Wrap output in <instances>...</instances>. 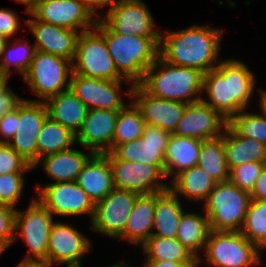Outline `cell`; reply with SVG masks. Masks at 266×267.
Returning a JSON list of instances; mask_svg holds the SVG:
<instances>
[{"label": "cell", "instance_id": "1", "mask_svg": "<svg viewBox=\"0 0 266 267\" xmlns=\"http://www.w3.org/2000/svg\"><path fill=\"white\" fill-rule=\"evenodd\" d=\"M254 73L242 61L234 58L222 60L215 69L204 73L203 90L208 98H201L225 120L247 110L254 94Z\"/></svg>", "mask_w": 266, "mask_h": 267}, {"label": "cell", "instance_id": "2", "mask_svg": "<svg viewBox=\"0 0 266 267\" xmlns=\"http://www.w3.org/2000/svg\"><path fill=\"white\" fill-rule=\"evenodd\" d=\"M222 32L209 25L197 24L173 32L165 31L160 35L159 55L173 65L196 68L207 73L221 61Z\"/></svg>", "mask_w": 266, "mask_h": 267}, {"label": "cell", "instance_id": "3", "mask_svg": "<svg viewBox=\"0 0 266 267\" xmlns=\"http://www.w3.org/2000/svg\"><path fill=\"white\" fill-rule=\"evenodd\" d=\"M95 28L105 37L117 71L133 84H139L159 57L160 37L122 35L107 27L100 19Z\"/></svg>", "mask_w": 266, "mask_h": 267}, {"label": "cell", "instance_id": "4", "mask_svg": "<svg viewBox=\"0 0 266 267\" xmlns=\"http://www.w3.org/2000/svg\"><path fill=\"white\" fill-rule=\"evenodd\" d=\"M203 79L201 70L173 65L159 55L139 84L155 97L189 104L203 97Z\"/></svg>", "mask_w": 266, "mask_h": 267}, {"label": "cell", "instance_id": "5", "mask_svg": "<svg viewBox=\"0 0 266 267\" xmlns=\"http://www.w3.org/2000/svg\"><path fill=\"white\" fill-rule=\"evenodd\" d=\"M251 197L229 180L217 183L204 201L210 230L241 231Z\"/></svg>", "mask_w": 266, "mask_h": 267}, {"label": "cell", "instance_id": "6", "mask_svg": "<svg viewBox=\"0 0 266 267\" xmlns=\"http://www.w3.org/2000/svg\"><path fill=\"white\" fill-rule=\"evenodd\" d=\"M260 251L240 231L210 230L204 257L213 267H249L260 264Z\"/></svg>", "mask_w": 266, "mask_h": 267}, {"label": "cell", "instance_id": "7", "mask_svg": "<svg viewBox=\"0 0 266 267\" xmlns=\"http://www.w3.org/2000/svg\"><path fill=\"white\" fill-rule=\"evenodd\" d=\"M72 72L70 60L36 50L23 80L30 91L40 99L39 101L45 102L70 88Z\"/></svg>", "mask_w": 266, "mask_h": 267}, {"label": "cell", "instance_id": "8", "mask_svg": "<svg viewBox=\"0 0 266 267\" xmlns=\"http://www.w3.org/2000/svg\"><path fill=\"white\" fill-rule=\"evenodd\" d=\"M72 71L77 75L97 79L127 80L117 71L105 37L96 28L80 33Z\"/></svg>", "mask_w": 266, "mask_h": 267}, {"label": "cell", "instance_id": "9", "mask_svg": "<svg viewBox=\"0 0 266 267\" xmlns=\"http://www.w3.org/2000/svg\"><path fill=\"white\" fill-rule=\"evenodd\" d=\"M53 214L37 199L33 198L25 210L16 208L14 240L22 237L28 246L25 259H47L49 236L54 223Z\"/></svg>", "mask_w": 266, "mask_h": 267}, {"label": "cell", "instance_id": "10", "mask_svg": "<svg viewBox=\"0 0 266 267\" xmlns=\"http://www.w3.org/2000/svg\"><path fill=\"white\" fill-rule=\"evenodd\" d=\"M99 18L107 27L122 35L160 37L147 4L142 0H113Z\"/></svg>", "mask_w": 266, "mask_h": 267}, {"label": "cell", "instance_id": "11", "mask_svg": "<svg viewBox=\"0 0 266 267\" xmlns=\"http://www.w3.org/2000/svg\"><path fill=\"white\" fill-rule=\"evenodd\" d=\"M36 198L53 214L58 216L88 215L92 221L95 203L75 182H50L38 185Z\"/></svg>", "mask_w": 266, "mask_h": 267}, {"label": "cell", "instance_id": "12", "mask_svg": "<svg viewBox=\"0 0 266 267\" xmlns=\"http://www.w3.org/2000/svg\"><path fill=\"white\" fill-rule=\"evenodd\" d=\"M140 194L114 188L95 204L91 229L101 235L118 239L124 232L127 220Z\"/></svg>", "mask_w": 266, "mask_h": 267}, {"label": "cell", "instance_id": "13", "mask_svg": "<svg viewBox=\"0 0 266 267\" xmlns=\"http://www.w3.org/2000/svg\"><path fill=\"white\" fill-rule=\"evenodd\" d=\"M48 116L44 101L23 98L18 103L17 131L8 143L26 162H37V136Z\"/></svg>", "mask_w": 266, "mask_h": 267}, {"label": "cell", "instance_id": "14", "mask_svg": "<svg viewBox=\"0 0 266 267\" xmlns=\"http://www.w3.org/2000/svg\"><path fill=\"white\" fill-rule=\"evenodd\" d=\"M105 154L109 157L115 188L140 195L169 189V185L162 182L165 175L156 166L120 160L111 152Z\"/></svg>", "mask_w": 266, "mask_h": 267}, {"label": "cell", "instance_id": "15", "mask_svg": "<svg viewBox=\"0 0 266 267\" xmlns=\"http://www.w3.org/2000/svg\"><path fill=\"white\" fill-rule=\"evenodd\" d=\"M122 82L130 84L131 87L134 86L129 80L97 79L72 72L69 89L88 109L121 111L127 105L122 100Z\"/></svg>", "mask_w": 266, "mask_h": 267}, {"label": "cell", "instance_id": "16", "mask_svg": "<svg viewBox=\"0 0 266 267\" xmlns=\"http://www.w3.org/2000/svg\"><path fill=\"white\" fill-rule=\"evenodd\" d=\"M171 133L145 124L142 137L117 145L111 153L120 160L156 166L165 175L167 143Z\"/></svg>", "mask_w": 266, "mask_h": 267}, {"label": "cell", "instance_id": "17", "mask_svg": "<svg viewBox=\"0 0 266 267\" xmlns=\"http://www.w3.org/2000/svg\"><path fill=\"white\" fill-rule=\"evenodd\" d=\"M29 13L36 20L80 33L95 28L98 20L77 0H38Z\"/></svg>", "mask_w": 266, "mask_h": 267}, {"label": "cell", "instance_id": "18", "mask_svg": "<svg viewBox=\"0 0 266 267\" xmlns=\"http://www.w3.org/2000/svg\"><path fill=\"white\" fill-rule=\"evenodd\" d=\"M91 240L68 223L54 221L48 244L47 259L55 265L82 267V259L90 251Z\"/></svg>", "mask_w": 266, "mask_h": 267}, {"label": "cell", "instance_id": "19", "mask_svg": "<svg viewBox=\"0 0 266 267\" xmlns=\"http://www.w3.org/2000/svg\"><path fill=\"white\" fill-rule=\"evenodd\" d=\"M125 94L135 103L142 113L146 124L173 133L181 120L187 104L166 100L149 94L140 84L128 87Z\"/></svg>", "mask_w": 266, "mask_h": 267}, {"label": "cell", "instance_id": "20", "mask_svg": "<svg viewBox=\"0 0 266 267\" xmlns=\"http://www.w3.org/2000/svg\"><path fill=\"white\" fill-rule=\"evenodd\" d=\"M119 111L88 109L81 129L76 134V145L94 154L113 150V137Z\"/></svg>", "mask_w": 266, "mask_h": 267}, {"label": "cell", "instance_id": "21", "mask_svg": "<svg viewBox=\"0 0 266 267\" xmlns=\"http://www.w3.org/2000/svg\"><path fill=\"white\" fill-rule=\"evenodd\" d=\"M227 126L225 120L216 110L204 101L187 104L174 135L207 140L219 137Z\"/></svg>", "mask_w": 266, "mask_h": 267}, {"label": "cell", "instance_id": "22", "mask_svg": "<svg viewBox=\"0 0 266 267\" xmlns=\"http://www.w3.org/2000/svg\"><path fill=\"white\" fill-rule=\"evenodd\" d=\"M27 15L31 16V19L24 20V23L36 39L34 44L36 50L63 57L72 62L80 32L36 20L30 13Z\"/></svg>", "mask_w": 266, "mask_h": 267}, {"label": "cell", "instance_id": "23", "mask_svg": "<svg viewBox=\"0 0 266 267\" xmlns=\"http://www.w3.org/2000/svg\"><path fill=\"white\" fill-rule=\"evenodd\" d=\"M75 182L95 204L104 199L115 188L109 157L106 154H93Z\"/></svg>", "mask_w": 266, "mask_h": 267}, {"label": "cell", "instance_id": "24", "mask_svg": "<svg viewBox=\"0 0 266 267\" xmlns=\"http://www.w3.org/2000/svg\"><path fill=\"white\" fill-rule=\"evenodd\" d=\"M93 154L91 150L85 153L71 147L70 149L40 158L33 166V169L41 164L45 174L50 179H53L54 183L73 182Z\"/></svg>", "mask_w": 266, "mask_h": 267}, {"label": "cell", "instance_id": "25", "mask_svg": "<svg viewBox=\"0 0 266 267\" xmlns=\"http://www.w3.org/2000/svg\"><path fill=\"white\" fill-rule=\"evenodd\" d=\"M155 206L156 193L139 195L118 239L142 246L152 235Z\"/></svg>", "mask_w": 266, "mask_h": 267}, {"label": "cell", "instance_id": "26", "mask_svg": "<svg viewBox=\"0 0 266 267\" xmlns=\"http://www.w3.org/2000/svg\"><path fill=\"white\" fill-rule=\"evenodd\" d=\"M48 117L70 129L75 135L81 129L88 107L70 90L45 101Z\"/></svg>", "mask_w": 266, "mask_h": 267}, {"label": "cell", "instance_id": "27", "mask_svg": "<svg viewBox=\"0 0 266 267\" xmlns=\"http://www.w3.org/2000/svg\"><path fill=\"white\" fill-rule=\"evenodd\" d=\"M201 140L171 133L165 161V177L171 180L181 171L197 165L200 154Z\"/></svg>", "mask_w": 266, "mask_h": 267}, {"label": "cell", "instance_id": "28", "mask_svg": "<svg viewBox=\"0 0 266 267\" xmlns=\"http://www.w3.org/2000/svg\"><path fill=\"white\" fill-rule=\"evenodd\" d=\"M184 213L180 197L170 189L156 192V206L154 212L151 236L176 238L179 221Z\"/></svg>", "mask_w": 266, "mask_h": 267}, {"label": "cell", "instance_id": "29", "mask_svg": "<svg viewBox=\"0 0 266 267\" xmlns=\"http://www.w3.org/2000/svg\"><path fill=\"white\" fill-rule=\"evenodd\" d=\"M171 183V184H170ZM169 189L176 196H184L192 201L204 202L216 186L215 182L202 168L194 166L178 173L170 180Z\"/></svg>", "mask_w": 266, "mask_h": 267}, {"label": "cell", "instance_id": "30", "mask_svg": "<svg viewBox=\"0 0 266 267\" xmlns=\"http://www.w3.org/2000/svg\"><path fill=\"white\" fill-rule=\"evenodd\" d=\"M226 163L229 171L234 167L248 163H263L266 147L256 139L234 134L227 126L223 131Z\"/></svg>", "mask_w": 266, "mask_h": 267}, {"label": "cell", "instance_id": "31", "mask_svg": "<svg viewBox=\"0 0 266 267\" xmlns=\"http://www.w3.org/2000/svg\"><path fill=\"white\" fill-rule=\"evenodd\" d=\"M200 215L196 212H184L180 218L177 229L176 239L186 248L191 254L199 259V263L204 261L201 254L204 252L207 238L210 232L209 221L206 214L203 212Z\"/></svg>", "mask_w": 266, "mask_h": 267}, {"label": "cell", "instance_id": "32", "mask_svg": "<svg viewBox=\"0 0 266 267\" xmlns=\"http://www.w3.org/2000/svg\"><path fill=\"white\" fill-rule=\"evenodd\" d=\"M37 137V161L44 156L70 149L76 144V135L48 116Z\"/></svg>", "mask_w": 266, "mask_h": 267}, {"label": "cell", "instance_id": "33", "mask_svg": "<svg viewBox=\"0 0 266 267\" xmlns=\"http://www.w3.org/2000/svg\"><path fill=\"white\" fill-rule=\"evenodd\" d=\"M197 166L202 168L215 182L229 180L223 134L213 139L201 141Z\"/></svg>", "mask_w": 266, "mask_h": 267}, {"label": "cell", "instance_id": "34", "mask_svg": "<svg viewBox=\"0 0 266 267\" xmlns=\"http://www.w3.org/2000/svg\"><path fill=\"white\" fill-rule=\"evenodd\" d=\"M141 249L146 260L199 262L176 238L150 236Z\"/></svg>", "mask_w": 266, "mask_h": 267}, {"label": "cell", "instance_id": "35", "mask_svg": "<svg viewBox=\"0 0 266 267\" xmlns=\"http://www.w3.org/2000/svg\"><path fill=\"white\" fill-rule=\"evenodd\" d=\"M35 51V45H31L24 39H17L10 44L7 41L0 62L1 75L9 80L13 75L11 72L14 67L13 69L24 77L30 68Z\"/></svg>", "mask_w": 266, "mask_h": 267}, {"label": "cell", "instance_id": "36", "mask_svg": "<svg viewBox=\"0 0 266 267\" xmlns=\"http://www.w3.org/2000/svg\"><path fill=\"white\" fill-rule=\"evenodd\" d=\"M145 120L135 103L130 100L127 105L119 111L116 128L113 137V149L117 145L133 141L142 137Z\"/></svg>", "mask_w": 266, "mask_h": 267}, {"label": "cell", "instance_id": "37", "mask_svg": "<svg viewBox=\"0 0 266 267\" xmlns=\"http://www.w3.org/2000/svg\"><path fill=\"white\" fill-rule=\"evenodd\" d=\"M261 251L266 249V200H252L240 231Z\"/></svg>", "mask_w": 266, "mask_h": 267}, {"label": "cell", "instance_id": "38", "mask_svg": "<svg viewBox=\"0 0 266 267\" xmlns=\"http://www.w3.org/2000/svg\"><path fill=\"white\" fill-rule=\"evenodd\" d=\"M227 127L236 135L256 139L266 147V119L246 109L232 116Z\"/></svg>", "mask_w": 266, "mask_h": 267}, {"label": "cell", "instance_id": "39", "mask_svg": "<svg viewBox=\"0 0 266 267\" xmlns=\"http://www.w3.org/2000/svg\"><path fill=\"white\" fill-rule=\"evenodd\" d=\"M24 174L11 173L0 175V204L16 209L19 199L23 195L25 185Z\"/></svg>", "mask_w": 266, "mask_h": 267}, {"label": "cell", "instance_id": "40", "mask_svg": "<svg viewBox=\"0 0 266 267\" xmlns=\"http://www.w3.org/2000/svg\"><path fill=\"white\" fill-rule=\"evenodd\" d=\"M263 170V163L248 162L238 165L230 170L229 181L238 188L248 191L253 189Z\"/></svg>", "mask_w": 266, "mask_h": 267}, {"label": "cell", "instance_id": "41", "mask_svg": "<svg viewBox=\"0 0 266 267\" xmlns=\"http://www.w3.org/2000/svg\"><path fill=\"white\" fill-rule=\"evenodd\" d=\"M26 162L9 144L0 143V175L11 173H26L32 170Z\"/></svg>", "mask_w": 266, "mask_h": 267}, {"label": "cell", "instance_id": "42", "mask_svg": "<svg viewBox=\"0 0 266 267\" xmlns=\"http://www.w3.org/2000/svg\"><path fill=\"white\" fill-rule=\"evenodd\" d=\"M16 209L0 204V240L5 241L9 246L14 240V219Z\"/></svg>", "mask_w": 266, "mask_h": 267}, {"label": "cell", "instance_id": "43", "mask_svg": "<svg viewBox=\"0 0 266 267\" xmlns=\"http://www.w3.org/2000/svg\"><path fill=\"white\" fill-rule=\"evenodd\" d=\"M20 18L15 11L8 8H0V35L8 40L13 38L21 27Z\"/></svg>", "mask_w": 266, "mask_h": 267}, {"label": "cell", "instance_id": "44", "mask_svg": "<svg viewBox=\"0 0 266 267\" xmlns=\"http://www.w3.org/2000/svg\"><path fill=\"white\" fill-rule=\"evenodd\" d=\"M17 121L18 118V105L16 108L6 113L0 121V143L8 144L17 131Z\"/></svg>", "mask_w": 266, "mask_h": 267}, {"label": "cell", "instance_id": "45", "mask_svg": "<svg viewBox=\"0 0 266 267\" xmlns=\"http://www.w3.org/2000/svg\"><path fill=\"white\" fill-rule=\"evenodd\" d=\"M8 81L9 80H6L0 86V121L6 113L13 111L18 103L23 99L9 88Z\"/></svg>", "mask_w": 266, "mask_h": 267}, {"label": "cell", "instance_id": "46", "mask_svg": "<svg viewBox=\"0 0 266 267\" xmlns=\"http://www.w3.org/2000/svg\"><path fill=\"white\" fill-rule=\"evenodd\" d=\"M250 197L252 200H266V170H262L250 192Z\"/></svg>", "mask_w": 266, "mask_h": 267}, {"label": "cell", "instance_id": "47", "mask_svg": "<svg viewBox=\"0 0 266 267\" xmlns=\"http://www.w3.org/2000/svg\"><path fill=\"white\" fill-rule=\"evenodd\" d=\"M143 267H199V262L177 263L174 261L145 260Z\"/></svg>", "mask_w": 266, "mask_h": 267}, {"label": "cell", "instance_id": "48", "mask_svg": "<svg viewBox=\"0 0 266 267\" xmlns=\"http://www.w3.org/2000/svg\"><path fill=\"white\" fill-rule=\"evenodd\" d=\"M81 2L86 8H88L91 13L99 19L101 17V14L98 12L99 8L102 9V7H106L110 3H112L113 0H77Z\"/></svg>", "mask_w": 266, "mask_h": 267}, {"label": "cell", "instance_id": "49", "mask_svg": "<svg viewBox=\"0 0 266 267\" xmlns=\"http://www.w3.org/2000/svg\"><path fill=\"white\" fill-rule=\"evenodd\" d=\"M48 259H21L16 267H55Z\"/></svg>", "mask_w": 266, "mask_h": 267}, {"label": "cell", "instance_id": "50", "mask_svg": "<svg viewBox=\"0 0 266 267\" xmlns=\"http://www.w3.org/2000/svg\"><path fill=\"white\" fill-rule=\"evenodd\" d=\"M259 95V108H260V112L258 114H260L263 118L266 119V90H262L260 89V91L258 92Z\"/></svg>", "mask_w": 266, "mask_h": 267}, {"label": "cell", "instance_id": "51", "mask_svg": "<svg viewBox=\"0 0 266 267\" xmlns=\"http://www.w3.org/2000/svg\"><path fill=\"white\" fill-rule=\"evenodd\" d=\"M14 1L17 3L19 2V3L25 4L26 9L24 12H26V14H28L38 2V0H14Z\"/></svg>", "mask_w": 266, "mask_h": 267}, {"label": "cell", "instance_id": "52", "mask_svg": "<svg viewBox=\"0 0 266 267\" xmlns=\"http://www.w3.org/2000/svg\"><path fill=\"white\" fill-rule=\"evenodd\" d=\"M7 41H11L10 39L8 40L6 37L4 36H1L0 35V62H1V59H2V56H3V51H4V47L7 43Z\"/></svg>", "mask_w": 266, "mask_h": 267}, {"label": "cell", "instance_id": "53", "mask_svg": "<svg viewBox=\"0 0 266 267\" xmlns=\"http://www.w3.org/2000/svg\"><path fill=\"white\" fill-rule=\"evenodd\" d=\"M10 246L3 240H0V256L9 248Z\"/></svg>", "mask_w": 266, "mask_h": 267}, {"label": "cell", "instance_id": "54", "mask_svg": "<svg viewBox=\"0 0 266 267\" xmlns=\"http://www.w3.org/2000/svg\"><path fill=\"white\" fill-rule=\"evenodd\" d=\"M124 262V263H123ZM109 267H130L129 265H127L125 263V260L124 261H120V262H117L116 264H113L112 266H109Z\"/></svg>", "mask_w": 266, "mask_h": 267}, {"label": "cell", "instance_id": "55", "mask_svg": "<svg viewBox=\"0 0 266 267\" xmlns=\"http://www.w3.org/2000/svg\"><path fill=\"white\" fill-rule=\"evenodd\" d=\"M7 79L5 77H3L0 73V81H6Z\"/></svg>", "mask_w": 266, "mask_h": 267}, {"label": "cell", "instance_id": "56", "mask_svg": "<svg viewBox=\"0 0 266 267\" xmlns=\"http://www.w3.org/2000/svg\"><path fill=\"white\" fill-rule=\"evenodd\" d=\"M263 169L266 170V158L263 161Z\"/></svg>", "mask_w": 266, "mask_h": 267}]
</instances>
